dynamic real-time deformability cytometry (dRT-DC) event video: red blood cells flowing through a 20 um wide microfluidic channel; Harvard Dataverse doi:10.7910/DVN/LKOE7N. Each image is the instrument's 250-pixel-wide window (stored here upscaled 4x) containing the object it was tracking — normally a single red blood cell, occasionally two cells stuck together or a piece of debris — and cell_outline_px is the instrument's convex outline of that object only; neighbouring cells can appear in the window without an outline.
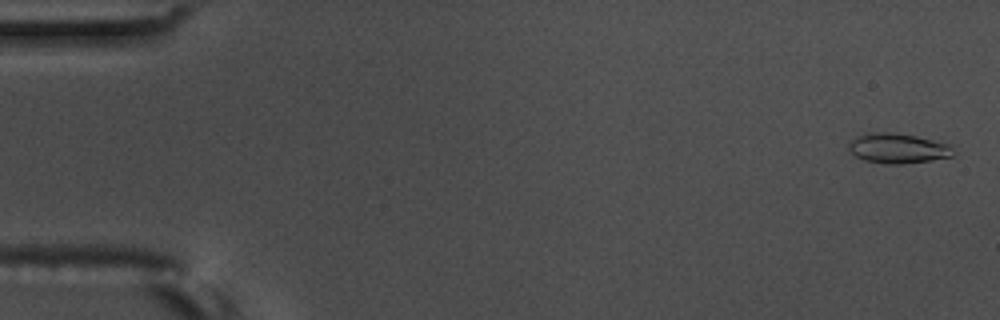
{"species": "common noctule bat (a hibernating species)", "species_latin": "Nyctalus noctula", "temperature_condition": "warm", "stored_images_in_passage": 57, "camera_frame_rate_fps": 3000, "um_per_image_px": 0.085, "animal": {"sex": "male", "body_mass_g": 17.5, "forearm_length_mm": 52.3}, "frame": {"image": 1, "passage_image": 2, "time_ms": 0.333, "image_size_px": [1000, 320], "cell_outline_px": [[956, 152], [952, 156], [932, 160], [904, 164], [884, 164], [864, 160], [856, 156], [848, 148], [848, 144], [856, 136], [868, 132], [892, 132], [916, 136], [952, 144]], "centroid_in_image_um": [76.36, 12.6], "position_along_channel_um": 8.6, "area_um2": 18.55}}
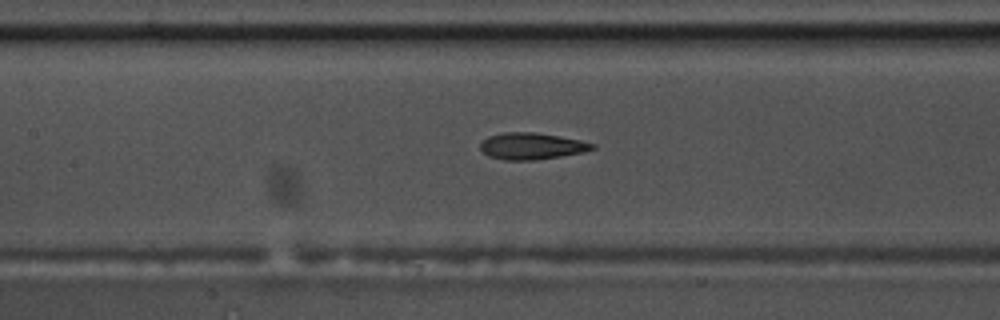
{"frame": {"image": 2, "passage_image": 27, "time_ms": 8.667, "image_size_px": [1000, 320], "cell_outline_px": [[596, 148], [584, 152], [560, 156], [532, 160], [504, 160], [488, 156], [480, 148], [480, 144], [488, 136], [504, 132], [536, 132], [580, 140], [596, 144]], "centroid_in_image_um": [45.19, 12.41], "position_along_channel_um": 162.2, "area_um2": 17.34}}
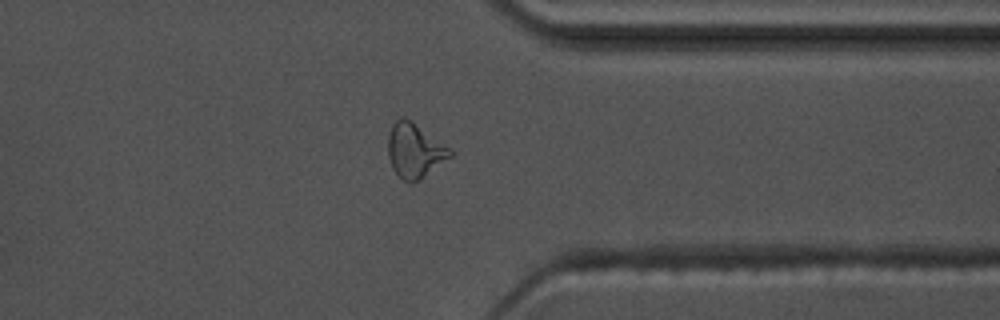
{"frame": {"image": 3, "passage_image": 45, "time_ms": 14.667, "image_size_px": [1000, 320], "cell_outline_px": [[452, 156], [420, 180], [404, 180], [392, 168], [388, 156], [388, 136], [392, 124], [400, 116], [404, 116], [412, 120], [452, 148]], "centroid_in_image_um": [35.27, 12.74], "position_along_channel_um": 376.1, "area_um2": 19.83}, "authors_computed_cell_mechanics": {"area_um2": 17.5712, "velocity_mm_per_s": 3.6433, "shape_relaxation_time_tau1_ms": 6.8196, "shape_relaxation_time_tau2_ms": 2.6486, "deformation_change_tau1": 0.2101, "deformation_change_tau2": 0.1087}}